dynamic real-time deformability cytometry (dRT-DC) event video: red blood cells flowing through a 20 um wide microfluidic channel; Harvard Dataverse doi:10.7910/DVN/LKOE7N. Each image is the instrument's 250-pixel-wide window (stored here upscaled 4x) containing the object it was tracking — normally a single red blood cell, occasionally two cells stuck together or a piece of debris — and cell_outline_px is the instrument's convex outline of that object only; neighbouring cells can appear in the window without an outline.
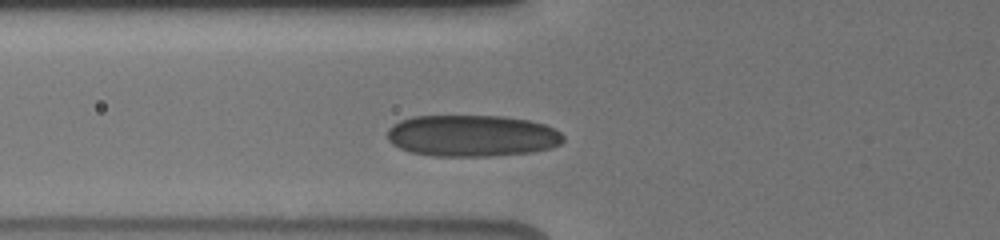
{"species": "human", "species_latin": "Homo sapiens", "temperature_condition": "cold", "stored_images_in_passage": 38, "camera_frame_rate_fps": 3000, "um_per_image_px": 0.085, "donor": {"sex": "male"}, "frame": {"image": 1, "passage_image": 22, "time_ms": 3.0, "image_size_px": [1000, 240], "cell_outline_px": [[564, 140], [560, 144], [552, 148], [532, 152], [488, 156], [436, 156], [412, 152], [400, 148], [392, 144], [388, 140], [388, 128], [392, 124], [400, 120], [412, 116], [504, 116], [528, 120], [544, 124], [560, 132], [564, 136]], "centroid_in_image_um": [40.12, 11.53], "position_along_channel_um": 85.7, "area_um2": 42.77}}